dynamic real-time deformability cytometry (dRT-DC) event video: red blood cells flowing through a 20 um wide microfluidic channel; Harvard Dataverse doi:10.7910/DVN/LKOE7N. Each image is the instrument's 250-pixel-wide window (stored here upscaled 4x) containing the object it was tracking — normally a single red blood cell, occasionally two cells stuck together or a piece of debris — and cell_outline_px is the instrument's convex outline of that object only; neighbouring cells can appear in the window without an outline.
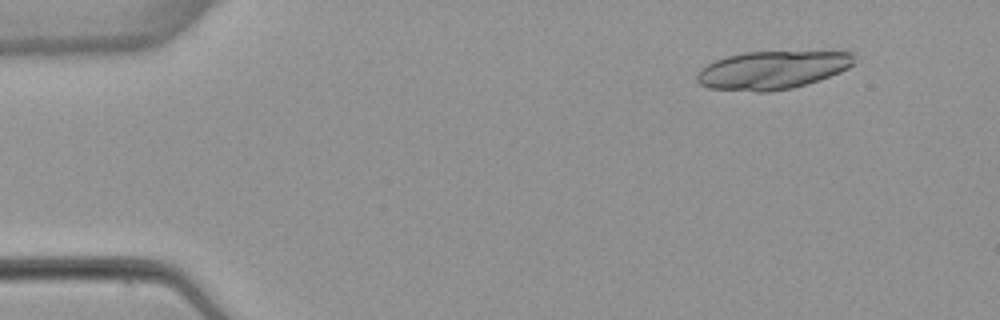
{"species": "common noctule bat (a hibernating species)", "species_latin": "Nyctalus noctula", "temperature_condition": "warm", "stored_images_in_passage": 4, "camera_frame_rate_fps": 3000, "um_per_image_px": 0.085, "animal": {"sex": "female", "body_mass_g": 22.7, "forearm_length_mm": 54.2}, "frame": {"image": 1, "passage_image": 2, "time_ms": 1.333, "image_size_px": [1000, 320], "cell_outline_px": [[856, 52], [852, 64], [848, 68], [840, 72], [820, 80], [792, 88], [768, 92], [756, 92], [708, 88], [700, 84], [696, 80], [696, 72], [700, 68], [716, 60], [728, 56], [744, 52]], "centroid_in_image_um": [65.61, 5.96], "position_along_channel_um": 19.4, "area_um2": 34.97}}
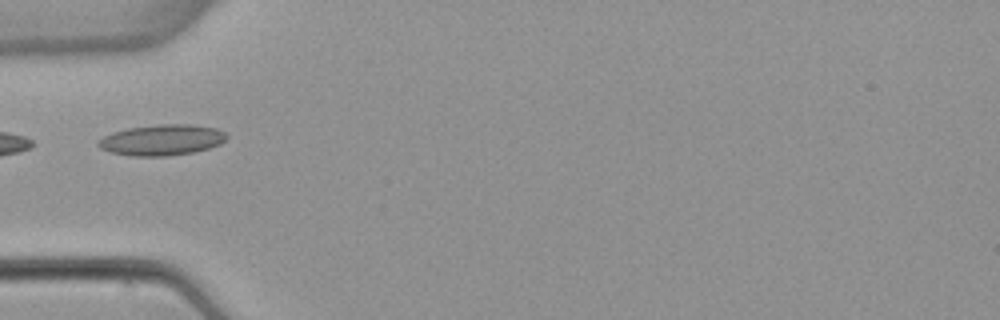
{"frame": {"image": 2, "passage_image": 4, "time_ms": 5.333, "image_size_px": [1000, 320], "cell_outline_px": [[228, 136], [220, 144], [208, 148], [192, 152], [164, 156], [132, 156], [112, 152], [100, 148], [96, 144], [96, 140], [112, 132], [128, 128], [160, 124], [192, 124], [216, 128], [224, 132]], "centroid_in_image_um": [13.73, 11.89], "position_along_channel_um": 71.3, "area_um2": 23.0}}